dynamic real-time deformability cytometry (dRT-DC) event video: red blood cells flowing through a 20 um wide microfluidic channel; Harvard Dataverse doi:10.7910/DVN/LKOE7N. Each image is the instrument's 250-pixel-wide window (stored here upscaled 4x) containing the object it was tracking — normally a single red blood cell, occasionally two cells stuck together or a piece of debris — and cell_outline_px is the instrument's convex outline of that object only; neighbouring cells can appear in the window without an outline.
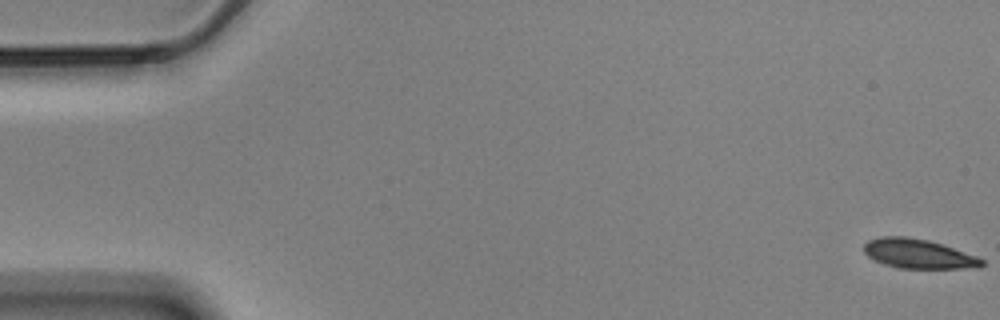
{"species": "Egyptian fruit bat (a non-hibernating species)", "species_latin": "Rousettus aegyptiacus", "temperature_condition": "cold", "stored_images_in_passage": 34, "camera_frame_rate_fps": 3000, "um_per_image_px": 0.085, "animal": {"sex": "male"}, "frame": {"image": 1, "passage_image": 1, "time_ms": 0.0, "image_size_px": [1000, 320], "cell_outline_px": [[984, 264], [964, 268], [900, 268], [884, 264], [868, 256], [864, 252], [864, 244], [868, 240], [884, 236], [904, 236], [928, 240], [976, 256], [984, 260]], "centroid_in_image_um": [78.0, 21.56], "position_along_channel_um": 7.0, "area_um2": 19.71}}
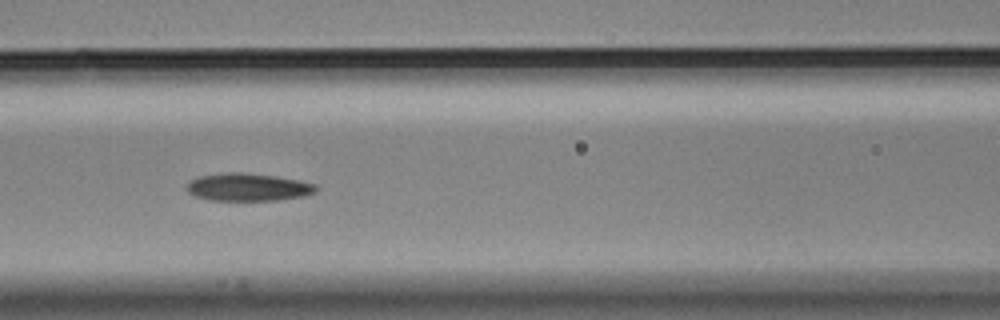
{"frame": {"image": 2, "passage_image": 25, "time_ms": 8.0, "image_size_px": [1000, 320], "cell_outline_px": [[316, 192], [304, 196], [280, 200], [208, 200], [196, 196], [188, 192], [188, 180], [200, 176], [224, 172], [240, 172], [276, 176], [300, 180], [316, 184]], "centroid_in_image_um": [21.09, 15.9], "position_along_channel_um": 145.5, "area_um2": 20.92}}
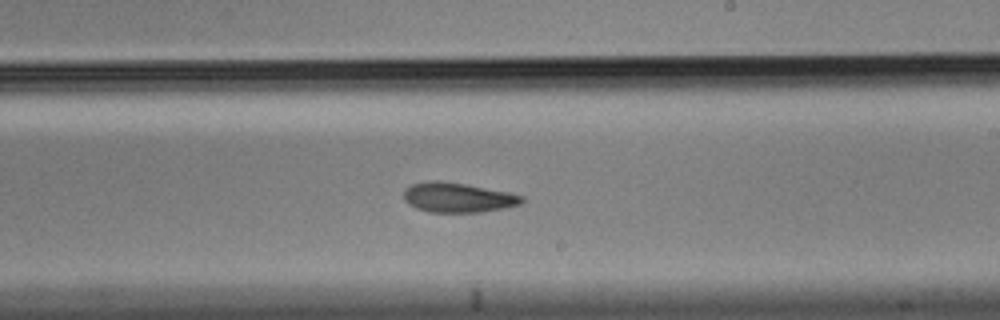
{"frame": {"image": 3, "passage_image": 34, "time_ms": 11.0, "image_size_px": [1000, 320], "cell_outline_px": [[524, 200], [520, 204], [504, 208], [480, 212], [428, 212], [416, 208], [408, 204], [404, 200], [404, 188], [412, 184], [428, 180], [440, 180], [464, 184], [508, 192], [524, 196]], "centroid_in_image_um": [38.88, 16.78], "position_along_channel_um": 250.1, "area_um2": 20.52}}